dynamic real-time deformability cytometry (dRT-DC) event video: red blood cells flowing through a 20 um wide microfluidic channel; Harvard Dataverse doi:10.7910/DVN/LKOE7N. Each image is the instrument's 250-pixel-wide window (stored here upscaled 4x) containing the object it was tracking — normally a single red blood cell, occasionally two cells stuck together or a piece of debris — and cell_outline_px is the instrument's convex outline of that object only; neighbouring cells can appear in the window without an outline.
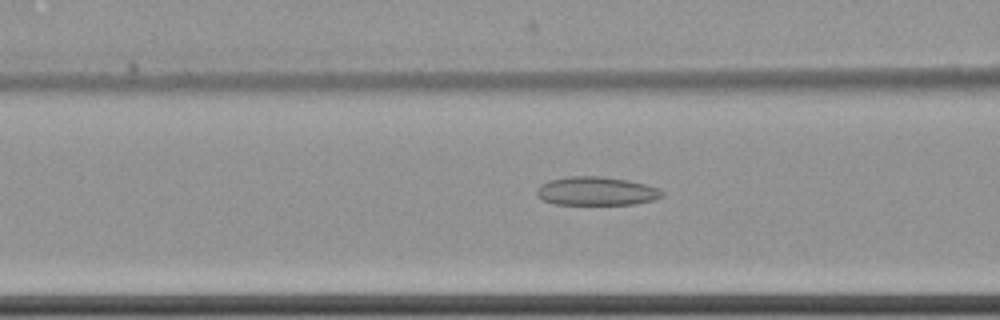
{"species": "common noctule bat (a hibernating species)", "species_latin": "Nyctalus noctula", "temperature_condition": "cold", "stored_images_in_passage": 55, "camera_frame_rate_fps": 3000, "um_per_image_px": 0.085, "animal": {"sex": "female", "body_mass_g": 22.7, "forearm_length_mm": 54.2}, "frame": {"image": 1, "passage_image": 20, "time_ms": 6.333, "image_size_px": [1000, 320], "cell_outline_px": [[664, 196], [656, 200], [632, 204], [556, 204], [544, 200], [536, 196], [536, 188], [540, 184], [548, 180], [568, 176], [600, 176], [628, 180], [660, 188], [664, 192]], "centroid_in_image_um": [50.69, 16.24], "position_along_channel_um": 115.9, "area_um2": 21.1}}
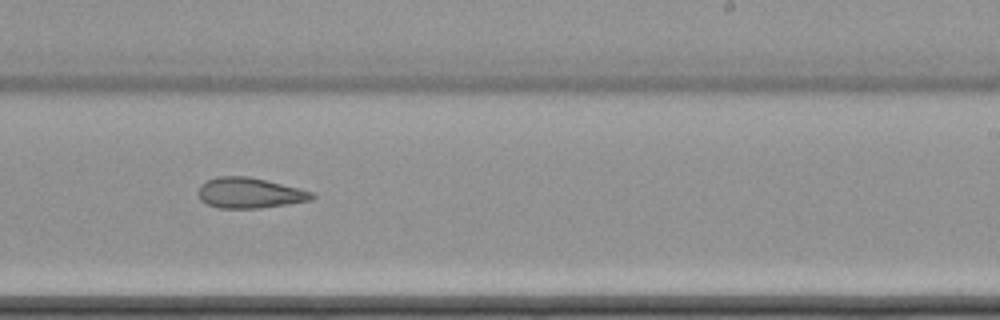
{"frame": {"image": 2, "passage_image": 33, "time_ms": 10.667, "image_size_px": [1000, 320], "cell_outline_px": [[316, 196], [312, 200], [288, 204], [260, 208], [220, 208], [208, 204], [200, 200], [200, 184], [216, 176], [248, 176], [312, 192]], "centroid_in_image_um": [21.21, 16.4], "position_along_channel_um": 267.8, "area_um2": 19.88}}
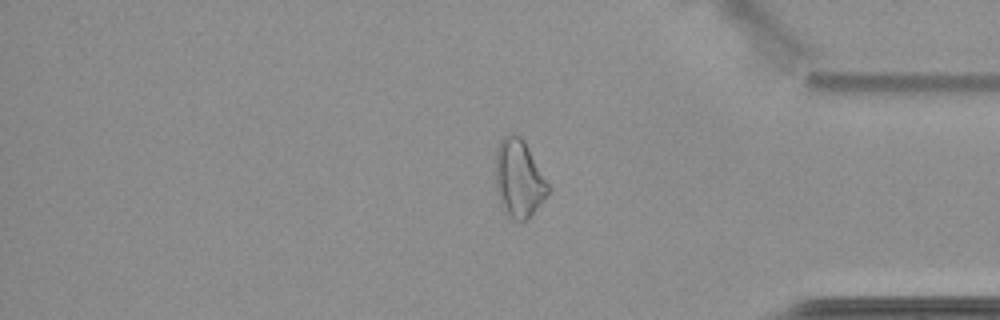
{"frame": {"image": 3, "passage_image": 45, "time_ms": 14.667, "image_size_px": [1000, 320], "cell_outline_px": [[552, 188], [544, 200], [528, 220], [516, 220], [508, 216], [504, 212], [500, 204], [496, 188], [496, 148], [500, 140], [504, 136], [512, 132], [520, 136], [524, 140]], "centroid_in_image_um": [44.12, 15.18], "position_along_channel_um": 391.1, "area_um2": 24.22}, "authors_computed_cell_mechanics": {"area_um2": 23.1778, "velocity_mm_per_s": 3.5081, "shape_relaxation_time_tau1_ms": null, "shape_relaxation_time_tau2_ms": 8.4786, "deformation_change_tau1": null, "deformation_change_tau2": 0.1829}}